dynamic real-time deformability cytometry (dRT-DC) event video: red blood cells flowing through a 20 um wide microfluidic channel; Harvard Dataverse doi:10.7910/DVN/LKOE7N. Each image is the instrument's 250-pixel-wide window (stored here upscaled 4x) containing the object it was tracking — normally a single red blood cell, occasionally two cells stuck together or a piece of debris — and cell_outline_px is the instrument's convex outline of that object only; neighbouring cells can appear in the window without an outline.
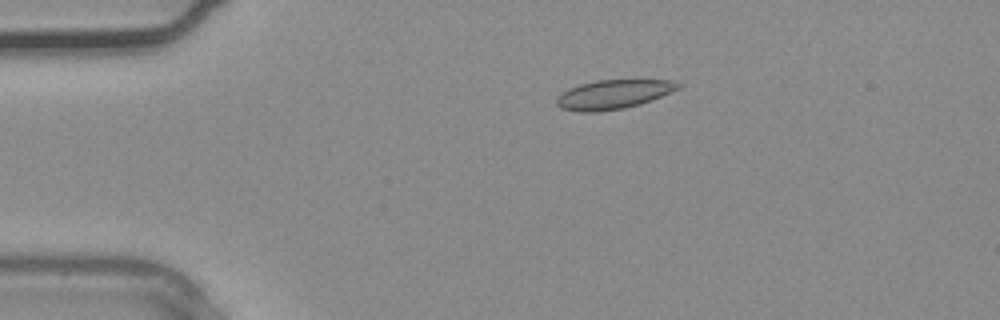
{"species": "common noctule bat (a hibernating species)", "species_latin": "Nyctalus noctula", "temperature_condition": "warm", "stored_images_in_passage": 3, "camera_frame_rate_fps": 3000, "um_per_image_px": 0.085, "animal": {"sex": "male", "body_mass_g": 20.4}, "frame": {"image": 1, "passage_image": 2, "time_ms": 0.333, "image_size_px": [1000, 320], "cell_outline_px": [[684, 84], [680, 88], [652, 100], [640, 104], [624, 108], [592, 112], [580, 112], [560, 108], [556, 104], [556, 96], [568, 88], [580, 84], [596, 80], [676, 80]], "centroid_in_image_um": [52.14, 8.01], "position_along_channel_um": 32.9, "area_um2": 20.81}}
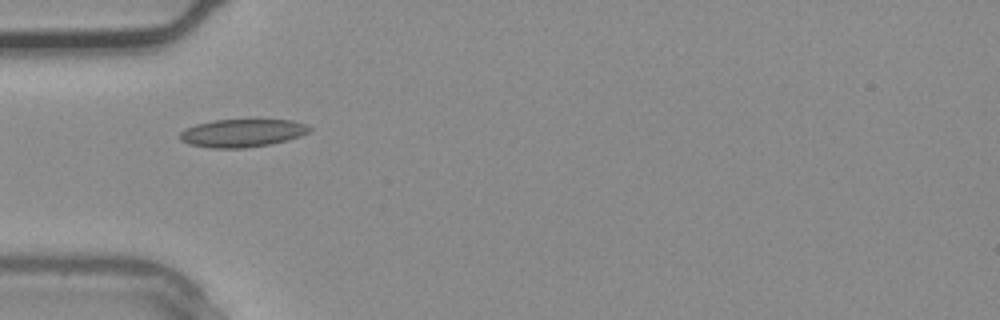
{"frame": {"image": 2, "passage_image": 3, "time_ms": 0.667, "image_size_px": [1000, 320], "cell_outline_px": [[312, 128], [308, 132], [300, 136], [288, 140], [272, 144], [244, 148], [212, 148], [188, 144], [180, 140], [180, 132], [184, 128], [196, 124], [212, 120], [292, 120], [304, 124]], "centroid_in_image_um": [20.56, 11.31], "position_along_channel_um": 64.4, "area_um2": 21.15}}